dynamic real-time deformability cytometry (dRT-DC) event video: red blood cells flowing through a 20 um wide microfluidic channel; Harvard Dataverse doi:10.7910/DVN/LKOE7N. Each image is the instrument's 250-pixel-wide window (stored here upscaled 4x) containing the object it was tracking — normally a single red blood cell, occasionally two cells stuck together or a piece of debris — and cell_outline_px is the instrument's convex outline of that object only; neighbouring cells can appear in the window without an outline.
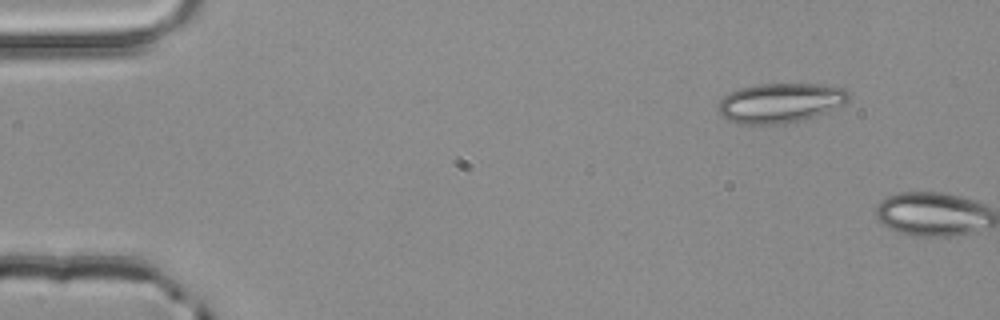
{"species": "common noctule bat (a hibernating species)", "species_latin": "Nyctalus noctula", "temperature_condition": "room temperature", "stored_images_in_passage": 2, "camera_frame_rate_fps": 3000, "um_per_image_px": 0.085, "animal": {"sex": "male", "body_mass_g": 20.4}, "frame": {"image": 1, "passage_image": 1, "time_ms": 0.0, "image_size_px": [1000, 320], "cell_outline_px": [[852, 96], [844, 104], [824, 112], [800, 120], [784, 124], [736, 124], [728, 120], [716, 108], [720, 100], [728, 92], [740, 88], [756, 84], [816, 84], [844, 88]], "centroid_in_image_um": [66.29, 8.74], "position_along_channel_um": 18.7, "area_um2": 30.11}}